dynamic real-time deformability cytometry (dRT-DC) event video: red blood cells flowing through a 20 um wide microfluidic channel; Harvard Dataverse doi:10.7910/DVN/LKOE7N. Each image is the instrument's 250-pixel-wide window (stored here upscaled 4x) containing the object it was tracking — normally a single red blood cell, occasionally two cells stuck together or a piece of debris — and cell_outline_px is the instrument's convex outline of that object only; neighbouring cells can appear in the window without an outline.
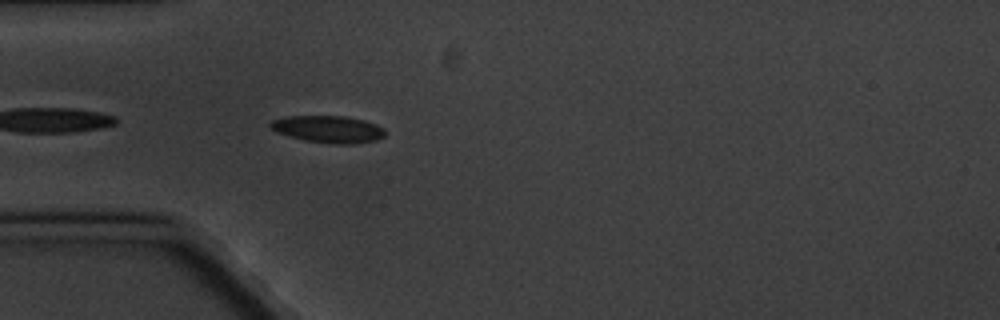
{"species": "common noctule bat (a hibernating species)", "species_latin": "Nyctalus noctula", "temperature_condition": "cold", "stored_images_in_passage": 3, "camera_frame_rate_fps": 3000, "um_per_image_px": 0.085, "animal": {"sex": "male", "body_mass_g": 20.1, "forearm_length_mm": 53.5}, "frame": {"image": 1, "passage_image": 3, "time_ms": 2.333, "image_size_px": [1000, 320], "cell_outline_px": [[384, 136], [376, 140], [352, 144], [336, 144], [304, 140], [276, 132], [268, 124], [272, 120], [288, 116], [344, 116], [364, 120], [376, 124], [384, 128]], "centroid_in_image_um": [27.91, 10.98], "position_along_channel_um": 57.1, "area_um2": 17.98}}